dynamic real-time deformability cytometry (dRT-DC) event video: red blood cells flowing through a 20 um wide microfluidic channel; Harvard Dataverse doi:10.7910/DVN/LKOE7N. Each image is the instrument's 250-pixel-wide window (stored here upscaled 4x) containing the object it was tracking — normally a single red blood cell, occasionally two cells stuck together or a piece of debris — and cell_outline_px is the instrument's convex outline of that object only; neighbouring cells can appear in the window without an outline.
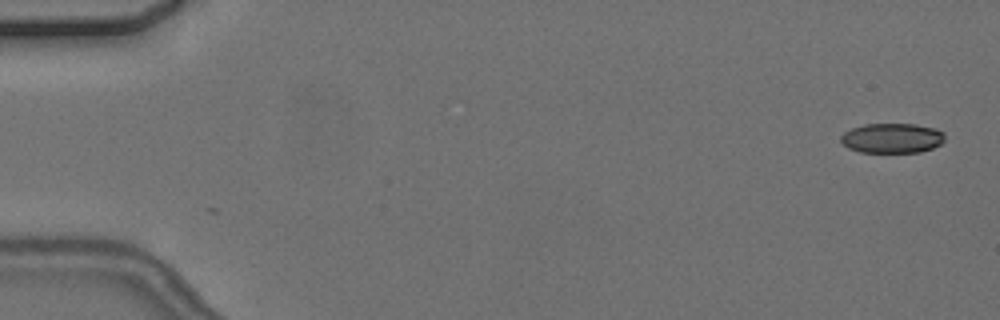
{"species": "common noctule bat (a hibernating species)", "species_latin": "Nyctalus noctula", "temperature_condition": "cold", "stored_images_in_passage": 2, "camera_frame_rate_fps": 3000, "um_per_image_px": 0.085, "animal": {"sex": "female", "body_mass_g": 24.6, "forearm_length_mm": 56.2}, "frame": {"image": 1, "passage_image": 2, "time_ms": 1.333, "image_size_px": [1000, 320], "cell_outline_px": [[944, 140], [940, 144], [932, 148], [920, 152], [860, 152], [848, 148], [840, 140], [840, 136], [844, 132], [852, 128], [864, 124], [916, 124], [936, 128], [944, 132]], "centroid_in_image_um": [75.83, 11.73], "position_along_channel_um": 9.2, "area_um2": 18.15}}